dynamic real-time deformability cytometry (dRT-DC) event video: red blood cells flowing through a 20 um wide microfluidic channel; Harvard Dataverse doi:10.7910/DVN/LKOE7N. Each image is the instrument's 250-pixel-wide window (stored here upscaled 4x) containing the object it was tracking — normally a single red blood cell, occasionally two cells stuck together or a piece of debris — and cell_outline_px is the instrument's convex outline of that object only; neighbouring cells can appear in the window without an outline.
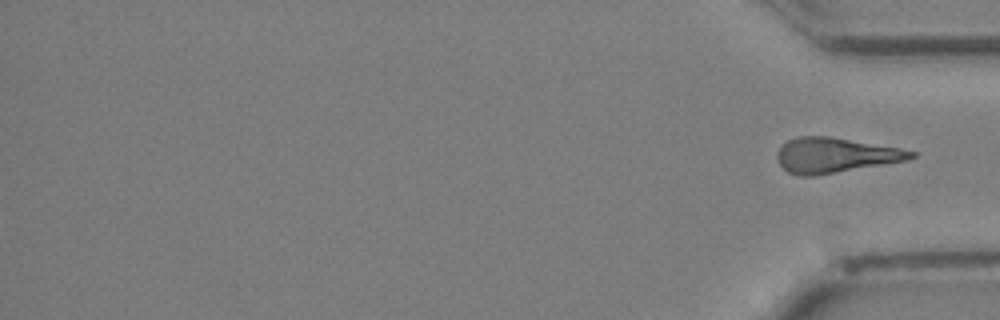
{"species": "Egyptian fruit bat (a non-hibernating species)", "species_latin": "Rousettus aegyptiacus", "temperature_condition": "cold", "stored_images_in_passage": 37, "camera_frame_rate_fps": 3000, "um_per_image_px": 0.085, "animal": {"sex": "female"}, "frame": {"image": 1, "passage_image": 37, "time_ms": 12.0, "image_size_px": [1000, 320], "cell_outline_px": [[916, 156], [908, 160], [812, 176], [800, 176], [788, 172], [780, 164], [776, 156], [776, 152], [788, 140], [800, 136], [828, 136], [900, 148], [916, 152]], "centroid_in_image_um": [70.98, 13.19], "position_along_channel_um": 364.2, "area_um2": 26.99}}